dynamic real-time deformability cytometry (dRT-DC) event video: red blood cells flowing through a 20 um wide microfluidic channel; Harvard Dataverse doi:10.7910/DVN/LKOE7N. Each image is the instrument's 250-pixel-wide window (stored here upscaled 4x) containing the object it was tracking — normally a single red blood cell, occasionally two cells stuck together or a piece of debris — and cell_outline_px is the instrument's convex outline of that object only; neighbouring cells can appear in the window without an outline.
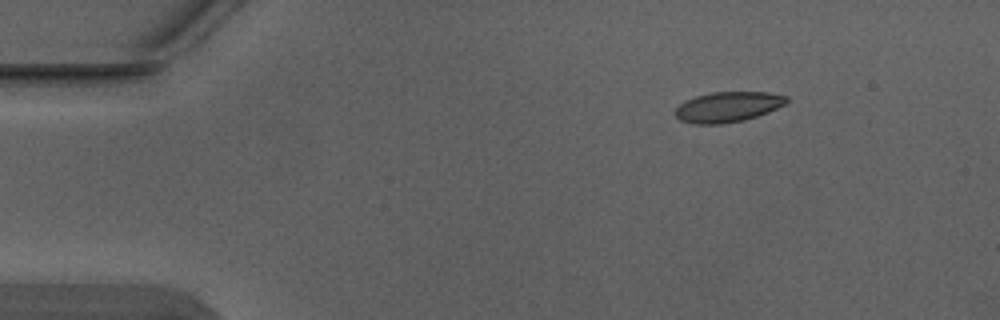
{"species": "Egyptian fruit bat (a non-hibernating species)", "species_latin": "Rousettus aegyptiacus", "temperature_condition": "warm", "stored_images_in_passage": 3, "camera_frame_rate_fps": 3000, "um_per_image_px": 0.085, "animal": {"sex": "male"}, "frame": {"image": 1, "passage_image": 1, "time_ms": 0.0, "image_size_px": [1000, 320], "cell_outline_px": [[788, 100], [784, 104], [768, 112], [744, 120], [720, 124], [692, 124], [680, 120], [672, 112], [684, 100], [696, 96], [712, 92], [768, 92], [788, 96]], "centroid_in_image_um": [61.82, 9.08], "position_along_channel_um": 23.2, "area_um2": 19.71}}